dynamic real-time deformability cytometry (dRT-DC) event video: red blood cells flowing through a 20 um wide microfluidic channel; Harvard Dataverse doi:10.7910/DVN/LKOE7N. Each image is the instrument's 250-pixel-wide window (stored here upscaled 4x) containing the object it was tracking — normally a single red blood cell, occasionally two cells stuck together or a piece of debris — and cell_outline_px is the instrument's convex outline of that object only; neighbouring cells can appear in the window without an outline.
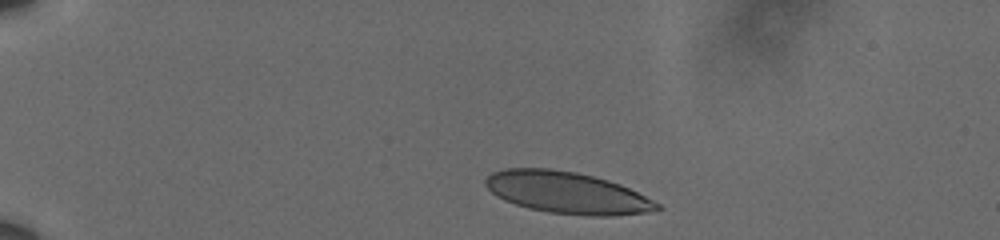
{"species": "human", "species_latin": "Homo sapiens", "temperature_condition": "cold", "stored_images_in_passage": 18, "camera_frame_rate_fps": 3000, "um_per_image_px": 0.085, "donor": {"sex": "male"}, "frame": {"image": 1, "passage_image": 1, "time_ms": 0.0, "image_size_px": [1000, 240], "cell_outline_px": [[664, 208], [644, 212], [612, 216], [588, 216], [548, 212], [528, 208], [504, 200], [496, 196], [484, 184], [484, 180], [492, 172], [504, 168], [552, 168], [576, 172], [608, 180], [620, 184], [660, 204]], "centroid_in_image_um": [48.16, 16.37], "position_along_channel_um": 36.8, "area_um2": 41.62}}
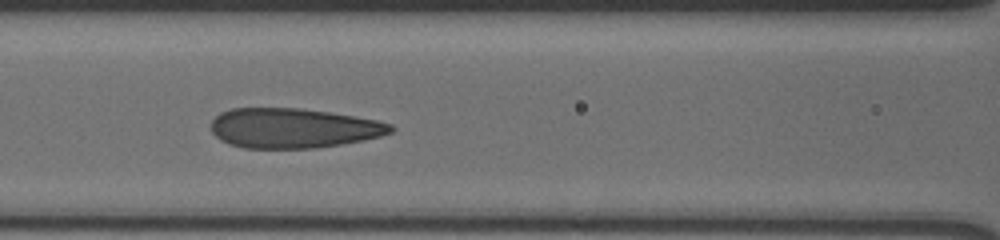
{"frame": {"image": 2, "passage_image": 16, "time_ms": 5.0, "image_size_px": [1000, 240], "cell_outline_px": [[396, 128], [392, 132], [380, 136], [364, 140], [316, 148], [244, 148], [228, 144], [220, 140], [212, 132], [212, 120], [220, 112], [232, 108], [300, 108], [356, 116], [376, 120], [392, 124]], "centroid_in_image_um": [24.93, 10.89], "position_along_channel_um": 141.7, "area_um2": 41.79}}
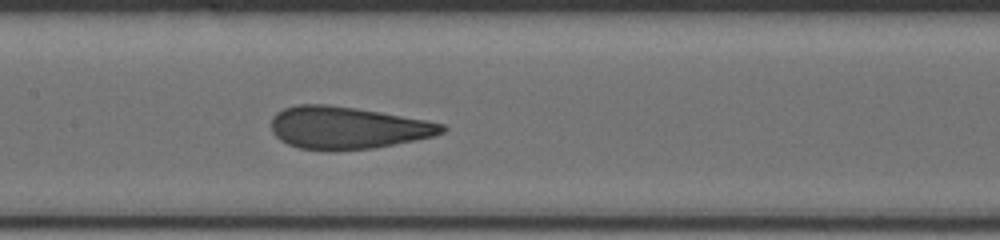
{"frame": {"image": 3, "passage_image": 18, "time_ms": 5.667, "image_size_px": [1000, 240], "cell_outline_px": [[448, 128], [444, 132], [432, 136], [416, 140], [372, 148], [332, 152], [328, 152], [300, 148], [288, 144], [280, 140], [272, 132], [272, 116], [276, 112], [284, 108], [296, 104], [328, 104], [356, 108], [428, 120], [444, 124]], "centroid_in_image_um": [29.51, 10.87], "position_along_channel_um": 177.9, "area_um2": 42.54}}